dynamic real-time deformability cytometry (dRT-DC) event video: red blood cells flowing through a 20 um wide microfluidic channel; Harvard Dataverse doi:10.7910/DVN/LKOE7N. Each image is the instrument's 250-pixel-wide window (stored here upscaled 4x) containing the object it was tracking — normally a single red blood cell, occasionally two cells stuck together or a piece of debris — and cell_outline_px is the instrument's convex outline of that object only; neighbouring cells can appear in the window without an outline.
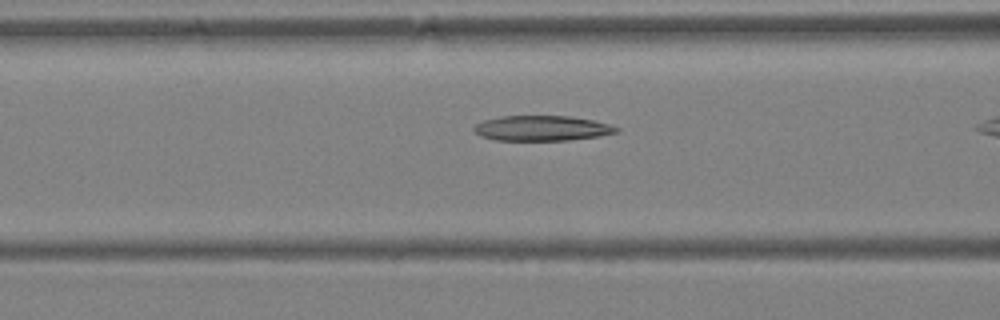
{"species": "Egyptian fruit bat (a non-hibernating species)", "species_latin": "Rousettus aegyptiacus", "temperature_condition": "warm", "stored_images_in_passage": 16, "camera_frame_rate_fps": 3000, "um_per_image_px": 0.085, "animal": {"sex": "female"}, "frame": {"image": 1, "passage_image": 12, "time_ms": 3.667, "image_size_px": [1000, 320], "cell_outline_px": [[620, 128], [616, 132], [600, 136], [568, 140], [496, 140], [480, 136], [472, 128], [476, 124], [484, 120], [500, 116], [568, 116], [592, 120], [608, 124]], "centroid_in_image_um": [46.04, 10.9], "position_along_channel_um": 120.6, "area_um2": 20.75}}